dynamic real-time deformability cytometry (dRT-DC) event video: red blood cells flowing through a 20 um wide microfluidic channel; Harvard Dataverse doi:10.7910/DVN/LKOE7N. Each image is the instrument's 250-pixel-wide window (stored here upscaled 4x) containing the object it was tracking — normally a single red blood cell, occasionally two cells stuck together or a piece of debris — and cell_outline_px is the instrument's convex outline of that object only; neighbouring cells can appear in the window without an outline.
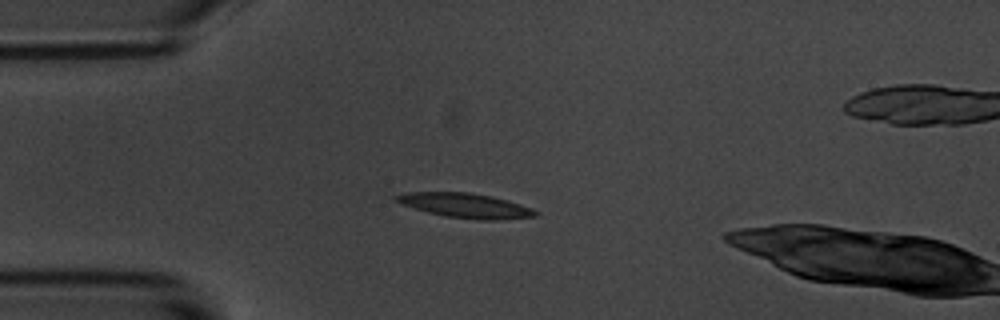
{"species": "common noctule bat (a hibernating species)", "species_latin": "Nyctalus noctula", "temperature_condition": "room temperature", "stored_images_in_passage": 39, "camera_frame_rate_fps": 3000, "um_per_image_px": 0.085, "animal": {"sex": "male", "body_mass_g": 20.1, "forearm_length_mm": 53.5}, "frame": {"image": 1, "passage_image": 2, "time_ms": 0.333, "image_size_px": [1000, 320], "cell_outline_px": [[540, 212], [536, 216], [496, 220], [480, 220], [444, 216], [428, 212], [404, 204], [396, 200], [392, 196], [404, 192], [468, 192], [492, 196], [508, 200], [532, 208]], "centroid_in_image_um": [39.59, 17.46], "position_along_channel_um": 45.4, "area_um2": 19.88}}
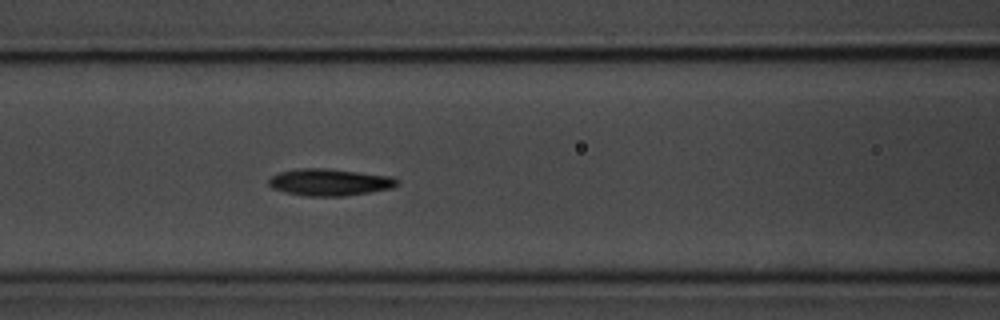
{"frame": {"image": 2, "passage_image": 11, "time_ms": 3.333, "image_size_px": [1000, 320], "cell_outline_px": [[400, 184], [392, 188], [344, 196], [308, 196], [284, 192], [272, 188], [268, 184], [268, 180], [272, 176], [280, 172], [296, 168], [324, 168], [392, 176], [400, 180]], "centroid_in_image_um": [28.02, 15.48], "position_along_channel_um": 138.6, "area_um2": 20.17}}
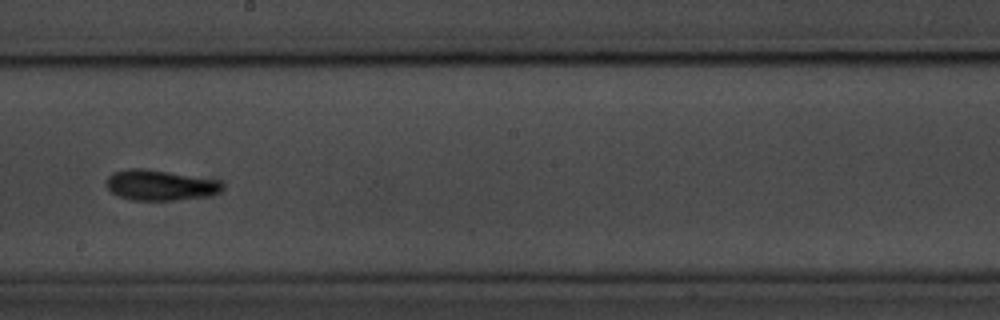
{"frame": {"image": 3, "passage_image": 19, "time_ms": 6.0, "image_size_px": [1000, 320], "cell_outline_px": [[224, 188], [220, 192], [208, 196], [176, 200], [132, 200], [116, 196], [104, 184], [108, 176], [112, 172], [128, 168], [148, 168], [220, 180], [224, 184]], "centroid_in_image_um": [13.6, 15.72], "position_along_channel_um": 234.6, "area_um2": 21.1}, "authors_computed_cell_mechanics": {"area_um2": 19.5942, "velocity_mm_per_s": 3.6183, "shape_relaxation_time_tau1_ms": 2.6891, "shape_relaxation_time_tau2_ms": 2.6142, "deformation_change_tau1": 0.126, "deformation_change_tau2": 0.0956}}